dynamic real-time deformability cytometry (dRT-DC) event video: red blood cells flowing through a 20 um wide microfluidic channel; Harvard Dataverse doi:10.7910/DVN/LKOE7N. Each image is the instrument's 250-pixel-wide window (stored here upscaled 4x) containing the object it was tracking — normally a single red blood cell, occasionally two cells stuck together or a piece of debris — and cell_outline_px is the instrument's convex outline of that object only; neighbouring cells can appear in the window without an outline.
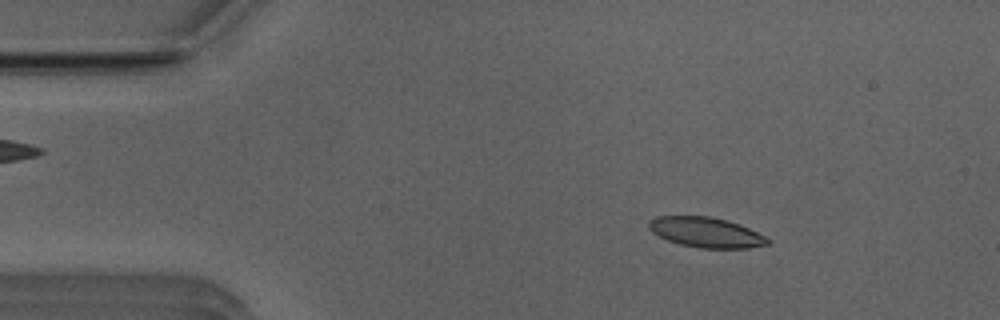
{"species": "Egyptian fruit bat (a non-hibernating species)", "species_latin": "Rousettus aegyptiacus", "temperature_condition": "room temperature", "stored_images_in_passage": 49, "camera_frame_rate_fps": 3000, "um_per_image_px": 0.085, "animal": {"sex": "male"}, "frame": {"image": 1, "passage_image": 7, "time_ms": 2.0, "image_size_px": [1000, 320], "cell_outline_px": [[768, 244], [748, 248], [700, 248], [680, 244], [668, 240], [652, 232], [648, 228], [648, 220], [656, 216], [708, 216], [728, 220], [740, 224], [764, 236], [768, 240]], "centroid_in_image_um": [59.97, 19.74], "position_along_channel_um": 25.0, "area_um2": 20.75}}
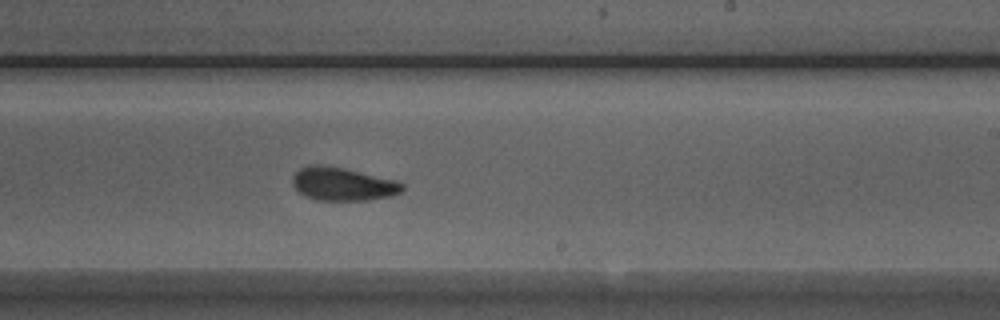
{"frame": {"image": 2, "passage_image": 30, "time_ms": 9.667, "image_size_px": [1000, 320], "cell_outline_px": [[404, 188], [400, 192], [392, 196], [368, 200], [316, 200], [304, 196], [292, 184], [292, 176], [300, 168], [308, 164], [320, 164], [344, 168], [396, 180], [404, 184]], "centroid_in_image_um": [29.12, 15.64], "position_along_channel_um": 259.9, "area_um2": 21.39}}
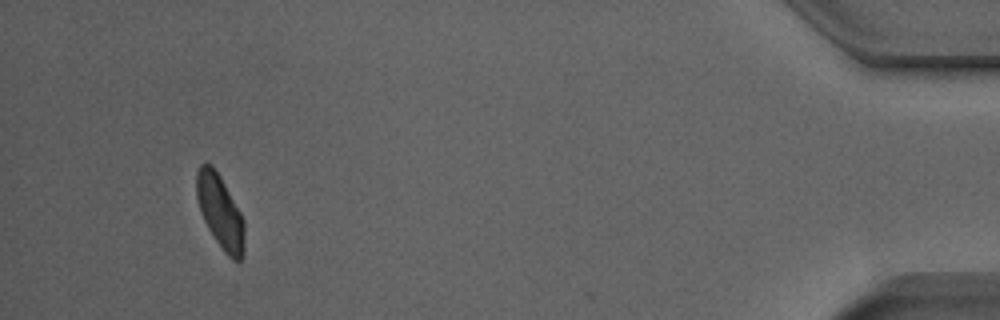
{"frame": {"image": 3, "passage_image": 48, "time_ms": 15.667, "image_size_px": [1000, 320], "cell_outline_px": [[244, 256], [240, 260], [232, 260], [224, 252], [208, 228], [200, 212], [196, 196], [196, 172], [200, 164], [212, 164], [220, 176], [240, 212], [244, 220]], "centroid_in_image_um": [18.71, 18.0], "position_along_channel_um": 416.5, "area_um2": 20.46}, "authors_computed_cell_mechanics": {"area_um2": 21.1548, "velocity_mm_per_s": 3.8933, "shape_relaxation_time_tau1_ms": 5.1077, "shape_relaxation_time_tau2_ms": 1.9842, "deformation_change_tau1": 0.1398, "deformation_change_tau2": 0.0562}}